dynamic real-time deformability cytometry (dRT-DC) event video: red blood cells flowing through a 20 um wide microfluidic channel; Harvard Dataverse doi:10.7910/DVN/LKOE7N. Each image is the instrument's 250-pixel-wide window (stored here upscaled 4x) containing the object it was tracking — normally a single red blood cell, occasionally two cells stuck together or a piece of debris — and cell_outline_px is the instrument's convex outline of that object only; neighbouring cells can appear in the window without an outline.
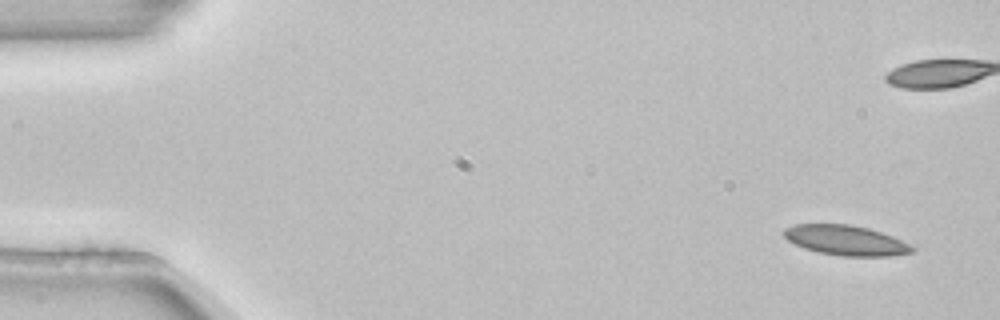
{"species": "common noctule bat (a hibernating species)", "species_latin": "Nyctalus noctula", "temperature_condition": "room temperature", "stored_images_in_passage": 5, "camera_frame_rate_fps": 3000, "um_per_image_px": 0.085, "animal": {"sex": "female", "body_mass_g": 22.7, "forearm_length_mm": 54.2}, "frame": {"image": 1, "passage_image": 1, "time_ms": 0.0, "image_size_px": [1000, 320], "cell_outline_px": [[916, 248], [912, 252], [888, 256], [840, 256], [820, 252], [804, 248], [788, 240], [784, 236], [784, 228], [796, 224], [852, 224], [868, 228], [892, 236]], "centroid_in_image_um": [71.88, 20.42], "position_along_channel_um": 13.1, "area_um2": 22.2}}